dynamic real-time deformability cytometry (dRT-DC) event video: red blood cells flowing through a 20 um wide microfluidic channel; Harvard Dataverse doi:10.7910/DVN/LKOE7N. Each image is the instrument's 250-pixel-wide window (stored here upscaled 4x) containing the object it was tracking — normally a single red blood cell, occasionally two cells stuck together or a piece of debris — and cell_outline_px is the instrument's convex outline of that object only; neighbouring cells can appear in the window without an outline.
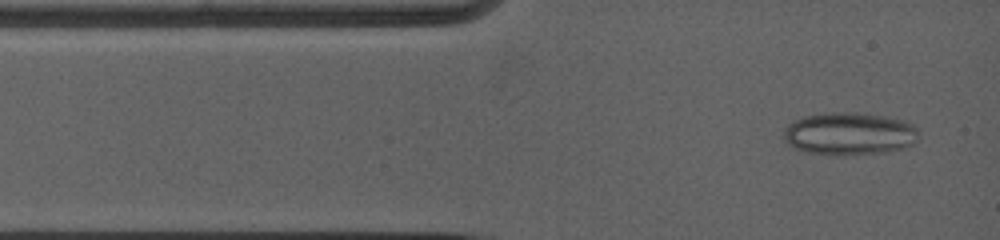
{"species": "common noctule bat (a hibernating species)", "species_latin": "Nyctalus noctula", "temperature_condition": "warm", "stored_images_in_passage": 38, "camera_frame_rate_fps": 5000, "um_per_image_px": 0.085, "animal": {"sex": "female", "body_mass_g": 19.0, "forearm_length_mm": 53.3}, "frame": {"image": 1, "passage_image": 1, "time_ms": 0.0, "image_size_px": [1000, 240], "cell_outline_px": [[916, 140], [912, 144], [904, 148], [888, 152], [844, 156], [832, 156], [808, 152], [796, 148], [788, 144], [784, 140], [784, 128], [788, 124], [796, 120], [808, 116], [836, 112], [852, 112], [880, 116], [904, 120], [912, 124], [916, 128]], "centroid_in_image_um": [72.19, 11.4], "position_along_channel_um": 12.8, "area_um2": 33.47}}
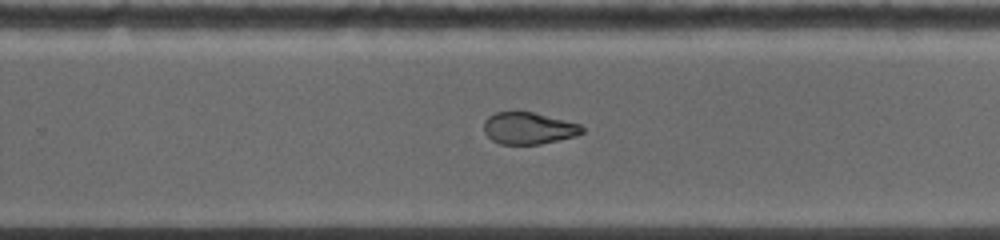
{"frame": {"image": 2, "passage_image": 18, "time_ms": 7.8, "image_size_px": [1000, 240], "cell_outline_px": [[584, 132], [576, 136], [540, 144], [500, 144], [492, 140], [484, 132], [484, 120], [488, 116], [496, 112], [532, 112], [580, 124], [584, 128]], "centroid_in_image_um": [44.92, 10.9], "position_along_channel_um": 284.9, "area_um2": 18.15}}
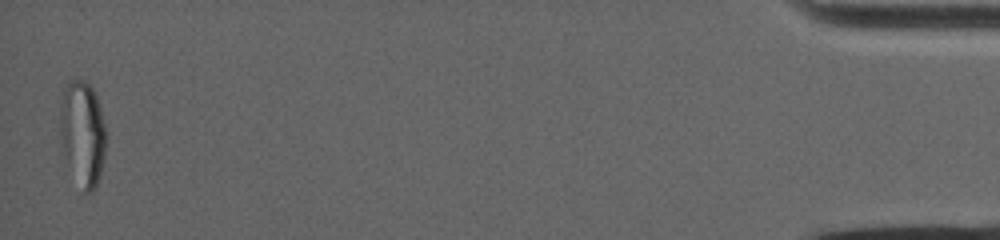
{"frame": {"image": 3, "passage_image": 36, "time_ms": 15.2, "image_size_px": [1000, 240], "cell_outline_px": [[108, 136], [104, 160], [100, 176], [92, 192], [84, 192], [68, 164], [60, 136], [60, 104], [64, 92], [68, 84], [72, 80], [84, 80], [96, 92]], "centroid_in_image_um": [7.07, 11.32], "position_along_channel_um": 428.1, "area_um2": 28.09}, "authors_computed_cell_mechanics": {"area_um2": 21.5883, "velocity_mm_per_s": 3.9028, "shape_relaxation_time_tau1_ms": null, "shape_relaxation_time_tau2_ms": 1.9601, "deformation_change_tau1": null, "deformation_change_tau2": 0.0792}}